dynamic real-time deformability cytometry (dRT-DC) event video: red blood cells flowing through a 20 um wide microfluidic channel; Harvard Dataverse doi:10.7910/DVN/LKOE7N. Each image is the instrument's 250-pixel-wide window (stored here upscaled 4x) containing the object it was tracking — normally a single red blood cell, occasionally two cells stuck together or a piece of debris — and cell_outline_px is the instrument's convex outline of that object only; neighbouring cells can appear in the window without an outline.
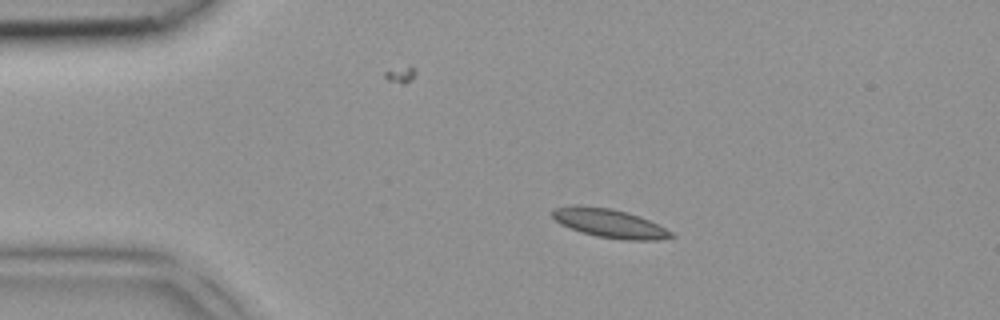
{"species": "common noctule bat (a hibernating species)", "species_latin": "Nyctalus noctula", "temperature_condition": "room temperature", "stored_images_in_passage": 3, "camera_frame_rate_fps": 3000, "um_per_image_px": 0.085, "animal": {"sex": "female", "body_mass_g": 18.4}, "frame": {"image": 1, "passage_image": 2, "time_ms": 0.333, "image_size_px": [1000, 320], "cell_outline_px": [[676, 236], [656, 240], [624, 240], [596, 236], [580, 232], [560, 224], [552, 216], [552, 208], [572, 204], [580, 204], [612, 208], [628, 212], [640, 216], [672, 232]], "centroid_in_image_um": [51.75, 18.95], "position_along_channel_um": 33.3, "area_um2": 20.17}}